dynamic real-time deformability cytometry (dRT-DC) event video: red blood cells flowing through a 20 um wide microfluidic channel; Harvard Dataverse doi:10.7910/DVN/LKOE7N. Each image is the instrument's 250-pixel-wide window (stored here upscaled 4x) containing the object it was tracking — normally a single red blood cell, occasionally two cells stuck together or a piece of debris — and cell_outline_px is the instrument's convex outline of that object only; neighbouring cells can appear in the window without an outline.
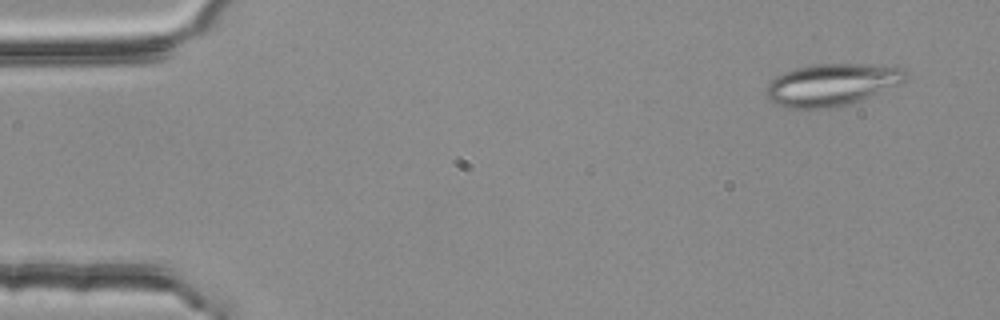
{"species": "common noctule bat (a hibernating species)", "species_latin": "Nyctalus noctula", "temperature_condition": "room temperature", "stored_images_in_passage": 54, "segment_of_instrument_passage": [1, 2], "camera_frame_rate_fps": 3000, "um_per_image_px": 0.085, "animal": {"sex": "female", "body_mass_g": 25.1}, "frame": {"image": 1, "passage_image": 4, "time_ms": 1.0, "image_size_px": [1000, 320], "cell_outline_px": [[908, 80], [904, 84], [860, 100], [848, 104], [828, 108], [784, 108], [768, 100], [764, 92], [768, 84], [776, 76], [784, 72], [796, 68], [812, 64], [868, 64], [904, 68], [908, 76]], "centroid_in_image_um": [70.73, 7.2], "position_along_channel_um": 14.3, "area_um2": 34.62}}